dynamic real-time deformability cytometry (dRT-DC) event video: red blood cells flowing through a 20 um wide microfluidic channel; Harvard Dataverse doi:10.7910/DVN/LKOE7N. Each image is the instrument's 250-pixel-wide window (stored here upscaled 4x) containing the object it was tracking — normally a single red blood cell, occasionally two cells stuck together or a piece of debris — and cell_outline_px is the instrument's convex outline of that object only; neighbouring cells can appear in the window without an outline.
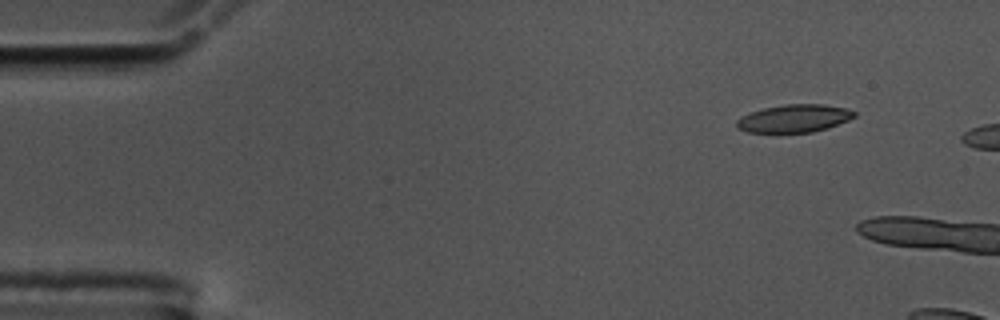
{"species": "common noctule bat (a hibernating species)", "species_latin": "Nyctalus noctula", "temperature_condition": "cold", "stored_images_in_passage": 16, "segment_of_instrument_passage": [2, 2], "camera_frame_rate_fps": 3000, "um_per_image_px": 0.085, "animal": {"sex": "male", "body_mass_g": 17.5, "forearm_length_mm": 52.3}, "frame": {"image": 1, "passage_image": 16, "time_ms": 5.0, "image_size_px": [1000, 320], "cell_outline_px": [[856, 116], [848, 120], [828, 128], [812, 132], [748, 132], [736, 128], [736, 120], [740, 116], [764, 108], [784, 104], [824, 104], [844, 108], [856, 112]], "centroid_in_image_um": [67.49, 10.06], "position_along_channel_um": 17.5, "area_um2": 19.02}}